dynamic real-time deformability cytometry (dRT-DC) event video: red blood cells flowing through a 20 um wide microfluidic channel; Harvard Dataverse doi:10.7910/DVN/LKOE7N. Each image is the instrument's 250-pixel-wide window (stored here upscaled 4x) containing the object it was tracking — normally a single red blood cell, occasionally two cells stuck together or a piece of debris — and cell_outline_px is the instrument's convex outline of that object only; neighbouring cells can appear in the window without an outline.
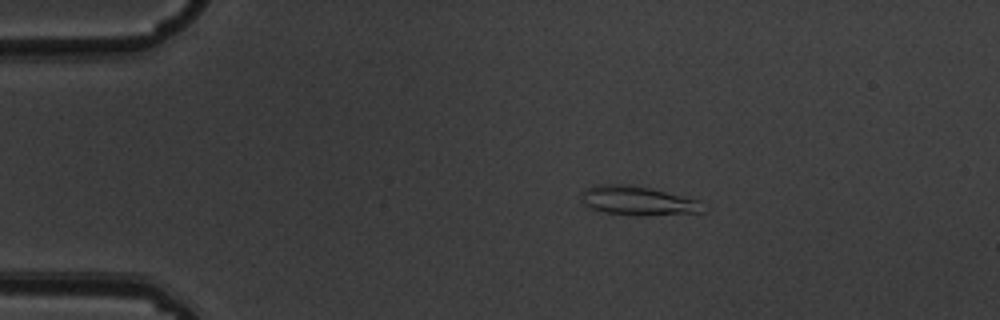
{"species": "common noctule bat (a hibernating species)", "species_latin": "Nyctalus noctula", "temperature_condition": "warm", "stored_images_in_passage": 6, "camera_frame_rate_fps": 3000, "um_per_image_px": 0.085, "animal": {"sex": "male", "body_mass_g": 19.5, "forearm_length_mm": 54.6}, "frame": {"image": 1, "passage_image": 2, "time_ms": 0.333, "image_size_px": [1000, 320], "cell_outline_px": [[704, 212], [648, 216], [640, 216], [604, 212], [592, 208], [584, 204], [580, 192], [596, 184], [628, 184], [648, 188], [700, 200]], "centroid_in_image_um": [54.21, 17.07], "position_along_channel_um": 30.8, "area_um2": 20.58}}
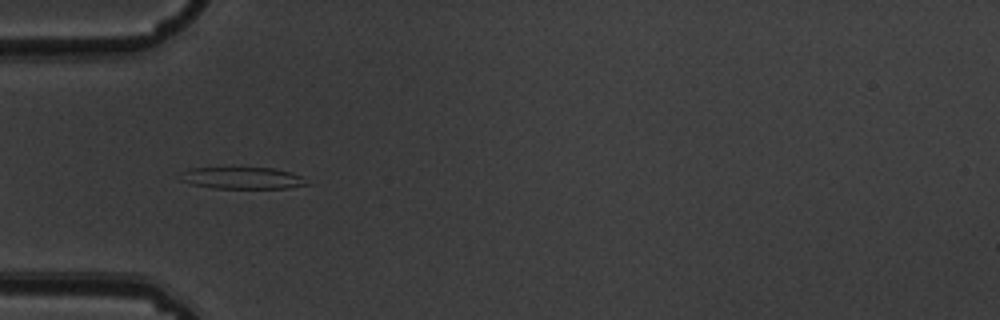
{"frame": {"image": 2, "passage_image": 4, "time_ms": 1.0, "image_size_px": [1000, 320], "cell_outline_px": [[308, 184], [288, 188], [216, 188], [192, 184], [180, 180], [184, 172], [188, 168], [276, 168], [292, 172], [300, 176]], "centroid_in_image_um": [20.62, 15.13], "position_along_channel_um": 64.4, "area_um2": 15.78}}
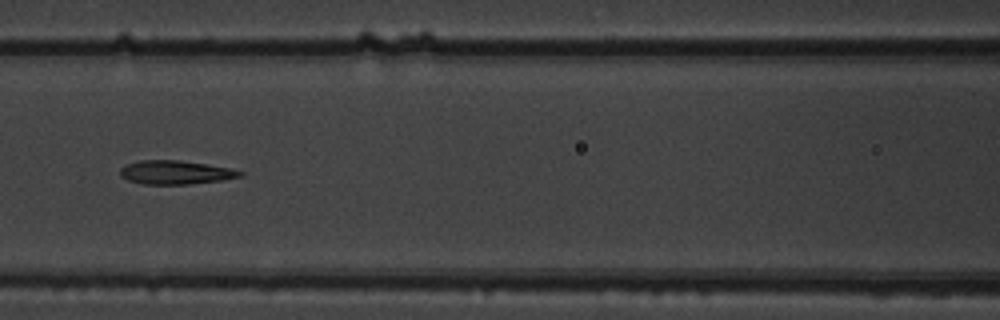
{"frame": {"image": 3, "passage_image": 6, "time_ms": 1.667, "image_size_px": [1000, 320], "cell_outline_px": [[244, 176], [220, 180], [188, 184], [144, 184], [128, 180], [120, 176], [120, 168], [128, 164], [140, 160], [176, 160], [204, 164], [228, 168], [244, 172]], "centroid_in_image_um": [14.89, 14.66], "position_along_channel_um": 151.7, "area_um2": 16.3}}